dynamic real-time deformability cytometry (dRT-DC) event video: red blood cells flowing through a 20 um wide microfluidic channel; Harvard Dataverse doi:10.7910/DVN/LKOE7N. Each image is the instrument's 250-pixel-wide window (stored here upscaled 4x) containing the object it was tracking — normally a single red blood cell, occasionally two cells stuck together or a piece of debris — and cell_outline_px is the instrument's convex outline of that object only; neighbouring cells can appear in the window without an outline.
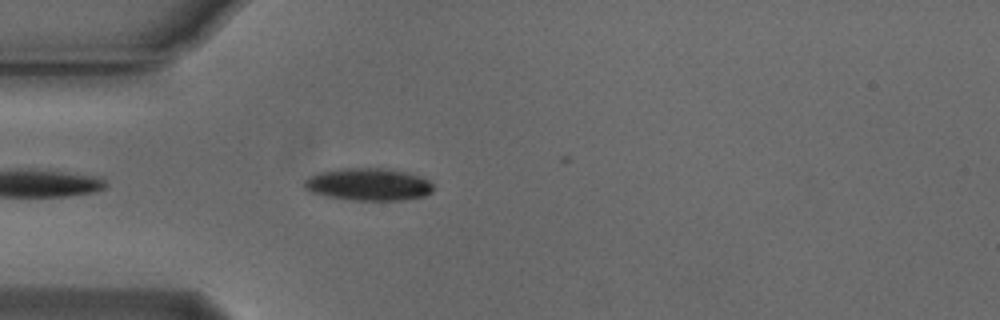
{"species": "Egyptian fruit bat (a non-hibernating species)", "species_latin": "Rousettus aegyptiacus", "temperature_condition": "cold", "stored_images_in_passage": 24, "camera_frame_rate_fps": 3000, "um_per_image_px": 0.085, "animal": {"sex": "male"}, "frame": {"image": 1, "passage_image": 3, "time_ms": 0.667, "image_size_px": [1000, 320], "cell_outline_px": [[432, 192], [424, 196], [400, 200], [352, 200], [328, 196], [312, 192], [304, 188], [304, 180], [308, 176], [320, 172], [340, 168], [384, 168], [408, 172], [420, 176], [428, 180], [432, 184]], "centroid_in_image_um": [31.31, 15.66], "position_along_channel_um": 53.7, "area_um2": 24.33}}
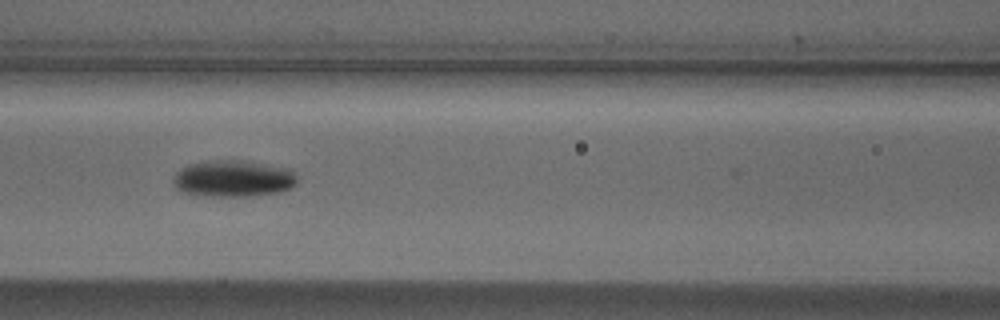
{"frame": {"image": 2, "passage_image": 11, "time_ms": 3.333, "image_size_px": [1000, 320], "cell_outline_px": [[296, 184], [288, 188], [276, 192], [248, 196], [196, 196], [180, 192], [176, 188], [172, 180], [176, 172], [180, 168], [188, 164], [216, 160], [244, 160], [288, 168], [296, 176]], "centroid_in_image_um": [19.75, 15.18], "position_along_channel_um": 146.9, "area_um2": 26.53}}
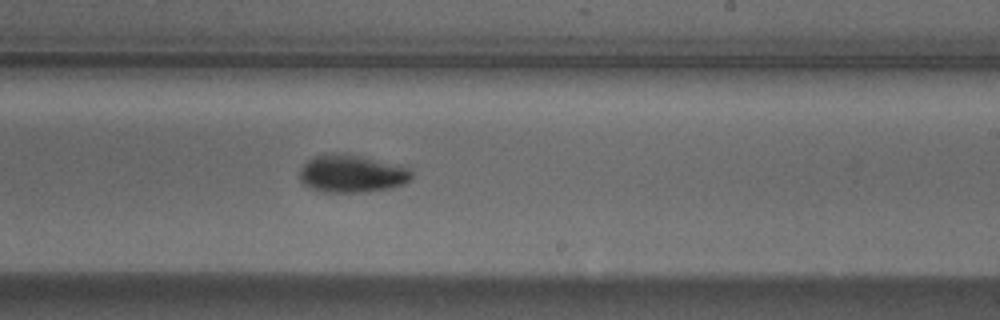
{"frame": {"image": 3, "passage_image": 20, "time_ms": 6.333, "image_size_px": [1000, 320], "cell_outline_px": [[412, 176], [404, 184], [392, 188], [364, 192], [324, 192], [308, 188], [300, 180], [300, 168], [312, 156], [324, 152], [344, 152], [364, 156], [400, 164], [408, 168], [412, 172]], "centroid_in_image_um": [29.89, 14.73], "position_along_channel_um": 259.1, "area_um2": 25.32}}